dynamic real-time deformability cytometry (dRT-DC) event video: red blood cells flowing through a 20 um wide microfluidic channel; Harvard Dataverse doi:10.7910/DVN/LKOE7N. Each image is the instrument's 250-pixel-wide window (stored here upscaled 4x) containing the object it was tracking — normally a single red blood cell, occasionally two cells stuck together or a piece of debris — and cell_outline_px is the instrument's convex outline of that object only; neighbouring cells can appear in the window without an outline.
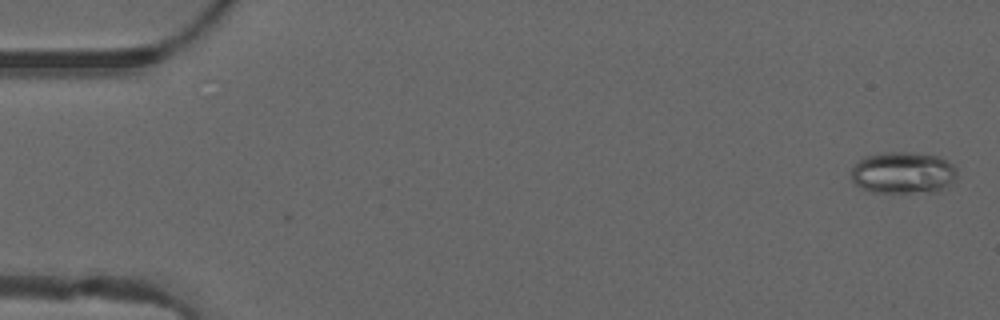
{"species": "common noctule bat (a hibernating species)", "species_latin": "Nyctalus noctula", "temperature_condition": "warm", "stored_images_in_passage": 50, "camera_frame_rate_fps": 3000, "um_per_image_px": 0.085, "animal": {"sex": "male", "forearm_length_mm": 52.5}, "frame": {"image": 1, "passage_image": 1, "time_ms": 0.0, "image_size_px": [1000, 320], "cell_outline_px": [[956, 176], [948, 184], [936, 192], [872, 192], [860, 188], [852, 180], [852, 168], [864, 156], [884, 152], [904, 152], [940, 156], [952, 164], [956, 168]], "centroid_in_image_um": [76.74, 14.68], "position_along_channel_um": 8.3, "area_um2": 25.61}}
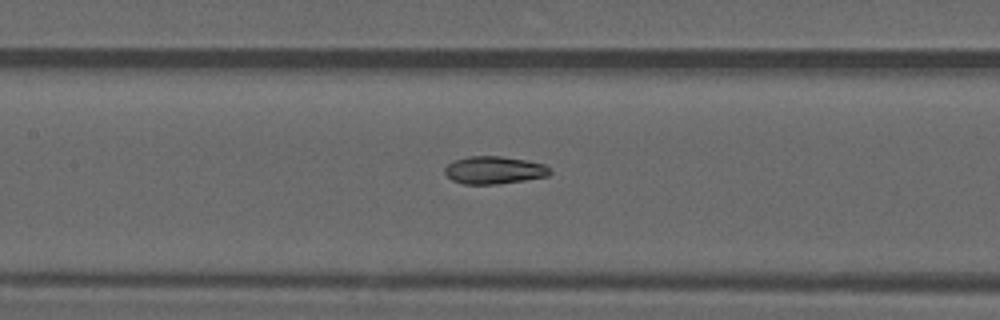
{"frame": {"image": 2, "passage_image": 23, "time_ms": 7.333, "image_size_px": [1000, 320], "cell_outline_px": [[552, 172], [548, 176], [524, 180], [496, 184], [464, 184], [452, 180], [444, 172], [444, 168], [448, 164], [456, 160], [468, 156], [500, 156], [528, 160], [544, 164]], "centroid_in_image_um": [42.0, 14.45], "position_along_channel_um": 165.4, "area_um2": 16.88}}
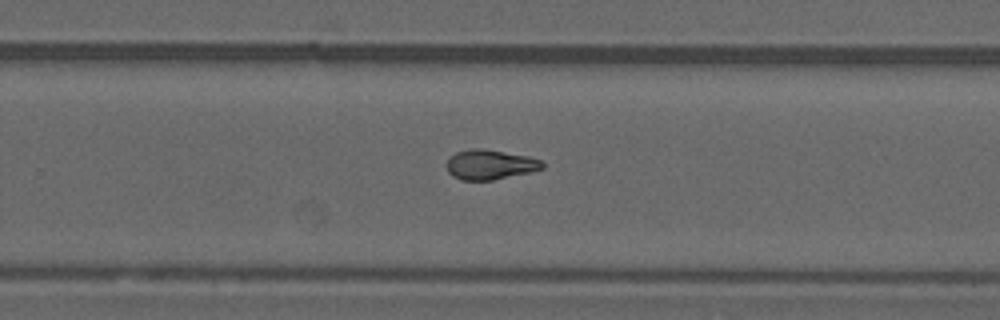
{"frame": {"image": 3, "passage_image": 32, "time_ms": 10.333, "image_size_px": [1000, 320], "cell_outline_px": [[544, 168], [528, 172], [492, 180], [460, 180], [452, 176], [448, 172], [448, 156], [456, 152], [472, 148], [484, 148], [528, 156], [540, 160], [544, 164]], "centroid_in_image_um": [41.62, 13.98], "position_along_channel_um": 288.2, "area_um2": 16.59}, "authors_computed_cell_mechanics": {"area_um2": 17.1377, "velocity_mm_per_s": 4.1188, "shape_relaxation_time_tau1_ms": null, "shape_relaxation_time_tau2_ms": 3.121, "deformation_change_tau1": null, "deformation_change_tau2": 0.095}}